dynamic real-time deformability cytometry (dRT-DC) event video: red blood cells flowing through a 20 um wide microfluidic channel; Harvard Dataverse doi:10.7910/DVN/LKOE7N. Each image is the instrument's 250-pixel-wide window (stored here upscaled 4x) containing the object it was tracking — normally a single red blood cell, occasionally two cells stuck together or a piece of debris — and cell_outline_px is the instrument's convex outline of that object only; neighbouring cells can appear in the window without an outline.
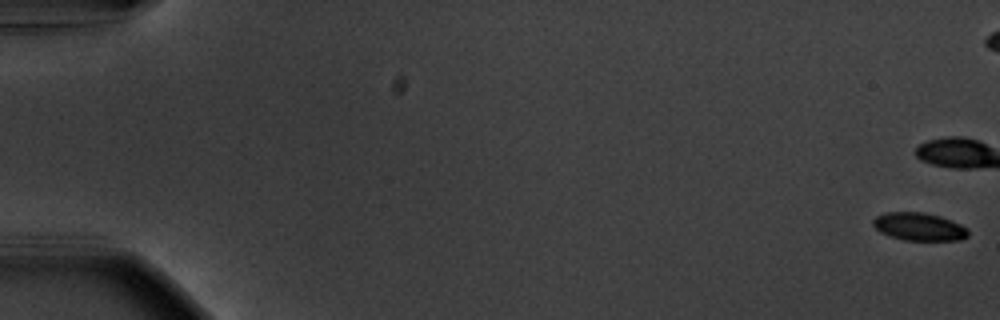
{"species": "common noctule bat (a hibernating species)", "species_latin": "Nyctalus noctula", "temperature_condition": "warm", "stored_images_in_passage": 58, "camera_frame_rate_fps": 3000, "um_per_image_px": 0.085, "animal": {"sex": "male", "body_mass_g": 20.1, "forearm_length_mm": 53.5}, "frame": {"image": 1, "passage_image": 1, "time_ms": 0.0, "image_size_px": [1000, 320], "cell_outline_px": [[968, 236], [960, 240], [904, 240], [888, 236], [880, 232], [872, 224], [872, 220], [876, 216], [884, 212], [924, 212], [940, 216], [952, 220], [968, 228]], "centroid_in_image_um": [78.11, 19.26], "position_along_channel_um": 6.9, "area_um2": 15.61}, "authors_computed_cell_mechanics": {"area_um2": 17.1666, "velocity_mm_per_s": 3.6815, "shape_relaxation_time_tau1_ms": 2.2932, "shape_relaxation_time_tau2_ms": null, "deformation_change_tau1": 0.1135, "deformation_change_tau2": null}}